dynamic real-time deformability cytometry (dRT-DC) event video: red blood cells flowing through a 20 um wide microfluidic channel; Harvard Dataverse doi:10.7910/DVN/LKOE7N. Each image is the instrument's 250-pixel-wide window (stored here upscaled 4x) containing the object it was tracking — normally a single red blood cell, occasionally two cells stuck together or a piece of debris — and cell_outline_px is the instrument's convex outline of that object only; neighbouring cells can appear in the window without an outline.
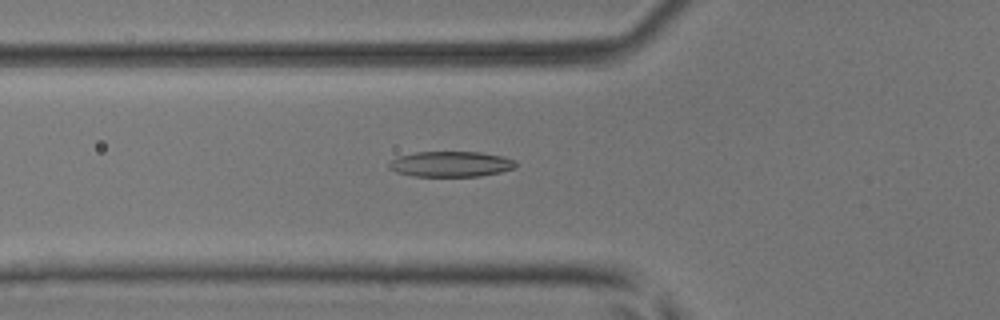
{"species": "common noctule bat (a hibernating species)", "species_latin": "Nyctalus noctula", "temperature_condition": "room temperature", "stored_images_in_passage": 50, "camera_frame_rate_fps": 3000, "um_per_image_px": 0.085, "animal": {"sex": "male", "body_mass_g": 17.9, "forearm_length_mm": 54.2}, "frame": {"image": 1, "passage_image": 18, "time_ms": 5.667, "image_size_px": [1000, 320], "cell_outline_px": [[516, 168], [500, 172], [480, 176], [412, 176], [396, 172], [388, 168], [388, 164], [392, 160], [400, 156], [416, 152], [480, 152], [504, 156], [512, 160], [516, 164]], "centroid_in_image_um": [38.32, 13.95], "position_along_channel_um": 87.5, "area_um2": 18.79}}
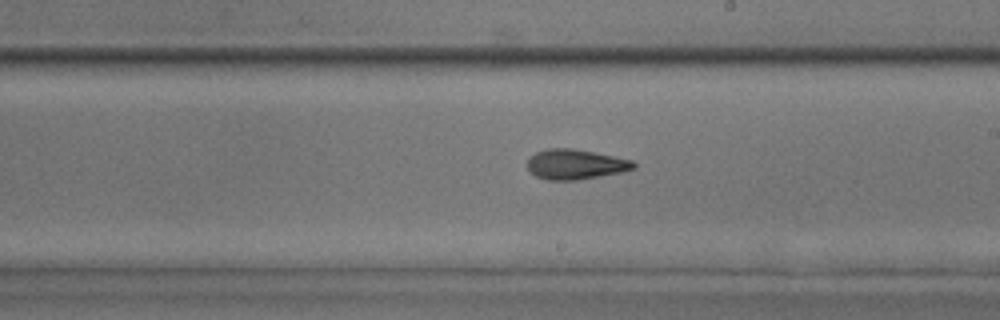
{"frame": {"image": 2, "passage_image": 29, "time_ms": 9.333, "image_size_px": [1000, 320], "cell_outline_px": [[636, 168], [624, 172], [576, 180], [548, 180], [536, 176], [528, 168], [528, 160], [536, 152], [548, 148], [572, 148], [632, 160], [636, 164]], "centroid_in_image_um": [48.94, 13.97], "position_along_channel_um": 240.1, "area_um2": 18.44}}
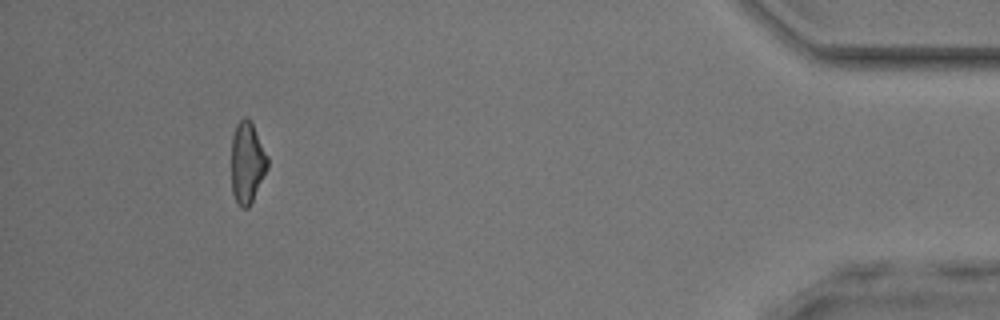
{"frame": {"image": 3, "passage_image": 46, "time_ms": 15.0, "image_size_px": [1000, 320], "cell_outline_px": [[268, 168], [248, 208], [240, 208], [232, 192], [232, 136], [236, 124], [244, 116], [248, 116], [252, 120], [268, 156]], "centroid_in_image_um": [21.02, 13.76], "position_along_channel_um": 414.2, "area_um2": 17.34}, "authors_computed_cell_mechanics": {"area_um2": 18.3804, "velocity_mm_per_s": 4.1688, "shape_relaxation_time_tau1_ms": 4.1971, "shape_relaxation_time_tau2_ms": 3.0089, "deformation_change_tau1": 0.1534, "deformation_change_tau2": 0.1216}}